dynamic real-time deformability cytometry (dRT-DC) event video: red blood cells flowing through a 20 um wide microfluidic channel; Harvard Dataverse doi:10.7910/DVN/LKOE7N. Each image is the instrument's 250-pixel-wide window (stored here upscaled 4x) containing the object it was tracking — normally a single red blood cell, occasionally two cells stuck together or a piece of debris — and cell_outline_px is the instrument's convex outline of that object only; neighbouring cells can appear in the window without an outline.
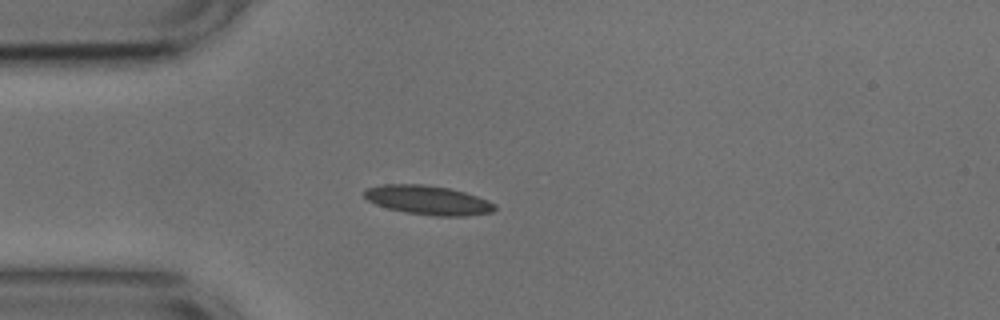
{"species": "common noctule bat (a hibernating species)", "species_latin": "Nyctalus noctula", "temperature_condition": "cold", "stored_images_in_passage": 40, "camera_frame_rate_fps": 3000, "um_per_image_px": 0.085, "animal": {"sex": "male", "body_mass_g": 17.9, "forearm_length_mm": 54.2}, "frame": {"image": 1, "passage_image": 1, "time_ms": 0.0, "image_size_px": [1000, 320], "cell_outline_px": [[496, 208], [492, 212], [464, 216], [436, 216], [404, 212], [388, 208], [376, 204], [368, 200], [364, 196], [364, 192], [368, 188], [380, 184], [424, 184], [448, 188], [464, 192], [488, 200], [496, 204]], "centroid_in_image_um": [36.39, 17.01], "position_along_channel_um": 48.6, "area_um2": 22.08}}
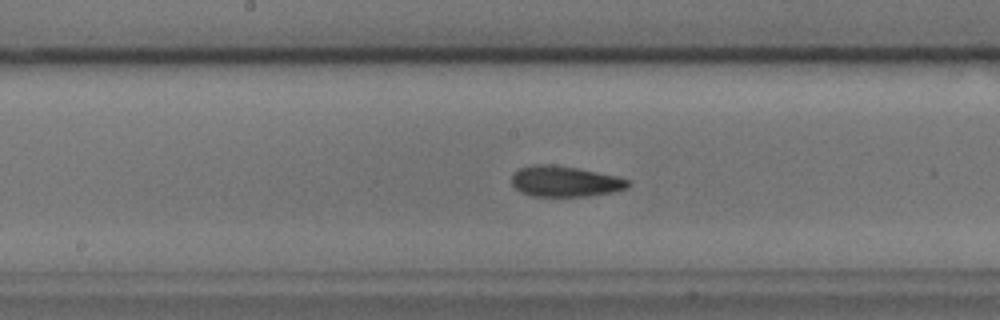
{"frame": {"image": 2, "passage_image": 14, "time_ms": 4.333, "image_size_px": [1000, 320], "cell_outline_px": [[632, 184], [628, 188], [612, 192], [588, 196], [532, 196], [520, 192], [512, 184], [512, 176], [520, 168], [532, 164], [552, 164], [580, 168], [616, 176], [632, 180]], "centroid_in_image_um": [48.07, 15.41], "position_along_channel_um": 200.1, "area_um2": 21.04}}
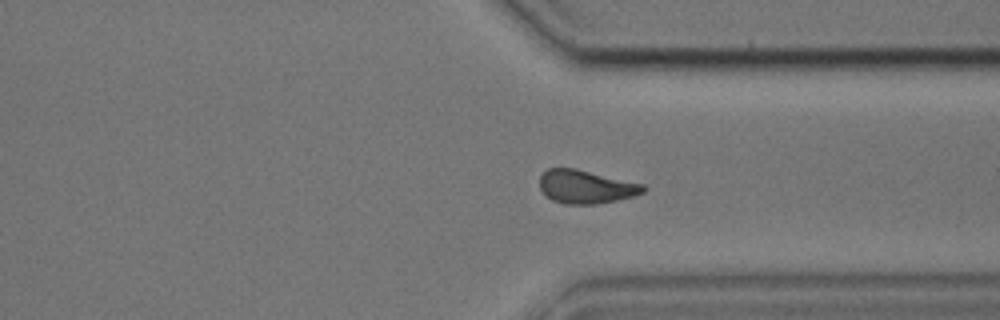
{"frame": {"image": 3, "passage_image": 27, "time_ms": 8.667, "image_size_px": [1000, 320], "cell_outline_px": [[648, 188], [644, 192], [632, 196], [616, 200], [596, 204], [564, 204], [552, 200], [544, 196], [540, 188], [540, 176], [548, 168], [576, 168], [644, 184]], "centroid_in_image_um": [49.79, 15.87], "position_along_channel_um": 361.6, "area_um2": 20.29}, "authors_computed_cell_mechanics": {"area_um2": 20.4323, "velocity_mm_per_s": 3.7307, "shape_relaxation_time_tau1_ms": 5.5335, "shape_relaxation_time_tau2_ms": 3.0152, "deformation_change_tau1": 0.1275, "deformation_change_tau2": 0.101}}